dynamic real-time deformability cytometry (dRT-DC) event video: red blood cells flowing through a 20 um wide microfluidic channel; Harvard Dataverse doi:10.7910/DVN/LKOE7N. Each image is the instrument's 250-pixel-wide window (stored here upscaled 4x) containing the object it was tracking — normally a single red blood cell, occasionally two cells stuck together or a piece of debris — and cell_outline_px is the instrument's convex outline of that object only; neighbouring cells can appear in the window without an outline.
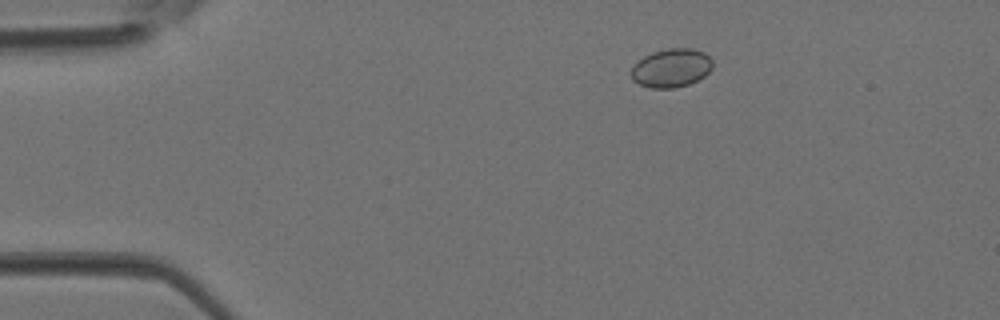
{"species": "Egyptian fruit bat (a non-hibernating species)", "species_latin": "Rousettus aegyptiacus", "temperature_condition": "room temperature", "stored_images_in_passage": 3, "camera_frame_rate_fps": 3000, "um_per_image_px": 0.085, "animal": {"sex": "female"}, "frame": {"image": 1, "passage_image": 2, "time_ms": 0.333, "image_size_px": [1000, 320], "cell_outline_px": [[712, 68], [704, 76], [688, 84], [676, 88], [652, 88], [640, 84], [632, 80], [632, 68], [644, 56], [652, 52], [668, 48], [692, 48], [704, 52], [712, 60]], "centroid_in_image_um": [57.08, 5.77], "position_along_channel_um": 27.9, "area_um2": 18.15}}